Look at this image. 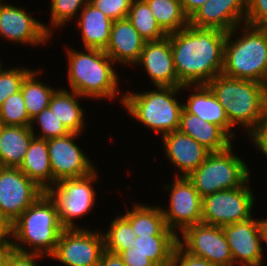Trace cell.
I'll return each instance as SVG.
<instances>
[{
  "instance_id": "obj_27",
  "label": "cell",
  "mask_w": 267,
  "mask_h": 266,
  "mask_svg": "<svg viewBox=\"0 0 267 266\" xmlns=\"http://www.w3.org/2000/svg\"><path fill=\"white\" fill-rule=\"evenodd\" d=\"M29 179L46 191L53 185L47 140L34 137L18 167Z\"/></svg>"
},
{
  "instance_id": "obj_28",
  "label": "cell",
  "mask_w": 267,
  "mask_h": 266,
  "mask_svg": "<svg viewBox=\"0 0 267 266\" xmlns=\"http://www.w3.org/2000/svg\"><path fill=\"white\" fill-rule=\"evenodd\" d=\"M44 73L43 69L33 70L25 77L21 92L25 103V107L29 117L32 119L45 108L49 107L50 99L56 87L46 85L41 78H38Z\"/></svg>"
},
{
  "instance_id": "obj_15",
  "label": "cell",
  "mask_w": 267,
  "mask_h": 266,
  "mask_svg": "<svg viewBox=\"0 0 267 266\" xmlns=\"http://www.w3.org/2000/svg\"><path fill=\"white\" fill-rule=\"evenodd\" d=\"M20 7L0 0V39L33 48L49 44L53 36L44 29L43 22Z\"/></svg>"
},
{
  "instance_id": "obj_47",
  "label": "cell",
  "mask_w": 267,
  "mask_h": 266,
  "mask_svg": "<svg viewBox=\"0 0 267 266\" xmlns=\"http://www.w3.org/2000/svg\"><path fill=\"white\" fill-rule=\"evenodd\" d=\"M3 126H4V124L0 121V133L2 131Z\"/></svg>"
},
{
  "instance_id": "obj_6",
  "label": "cell",
  "mask_w": 267,
  "mask_h": 266,
  "mask_svg": "<svg viewBox=\"0 0 267 266\" xmlns=\"http://www.w3.org/2000/svg\"><path fill=\"white\" fill-rule=\"evenodd\" d=\"M156 89L123 92L122 108L130 117L160 137L179 130L180 114L183 109L181 87L156 86ZM131 91V92H130ZM178 95V96H177Z\"/></svg>"
},
{
  "instance_id": "obj_35",
  "label": "cell",
  "mask_w": 267,
  "mask_h": 266,
  "mask_svg": "<svg viewBox=\"0 0 267 266\" xmlns=\"http://www.w3.org/2000/svg\"><path fill=\"white\" fill-rule=\"evenodd\" d=\"M31 120L21 91L7 97L0 106V121L4 125L30 126Z\"/></svg>"
},
{
  "instance_id": "obj_37",
  "label": "cell",
  "mask_w": 267,
  "mask_h": 266,
  "mask_svg": "<svg viewBox=\"0 0 267 266\" xmlns=\"http://www.w3.org/2000/svg\"><path fill=\"white\" fill-rule=\"evenodd\" d=\"M133 0H89V2L111 20L127 18Z\"/></svg>"
},
{
  "instance_id": "obj_21",
  "label": "cell",
  "mask_w": 267,
  "mask_h": 266,
  "mask_svg": "<svg viewBox=\"0 0 267 266\" xmlns=\"http://www.w3.org/2000/svg\"><path fill=\"white\" fill-rule=\"evenodd\" d=\"M181 90L191 92L187 95L186 103L183 102V108L188 113L221 127L235 140L237 131L232 129L234 127L230 124L223 106L207 85H183Z\"/></svg>"
},
{
  "instance_id": "obj_33",
  "label": "cell",
  "mask_w": 267,
  "mask_h": 266,
  "mask_svg": "<svg viewBox=\"0 0 267 266\" xmlns=\"http://www.w3.org/2000/svg\"><path fill=\"white\" fill-rule=\"evenodd\" d=\"M89 2V0H50V22L44 24V29L52 36L54 30L66 28V25L71 23L72 19H77L80 11ZM76 17V18H75Z\"/></svg>"
},
{
  "instance_id": "obj_22",
  "label": "cell",
  "mask_w": 267,
  "mask_h": 266,
  "mask_svg": "<svg viewBox=\"0 0 267 266\" xmlns=\"http://www.w3.org/2000/svg\"><path fill=\"white\" fill-rule=\"evenodd\" d=\"M179 131L192 137L209 152L224 151L234 144V140L221 127L188 113L184 108L180 114Z\"/></svg>"
},
{
  "instance_id": "obj_10",
  "label": "cell",
  "mask_w": 267,
  "mask_h": 266,
  "mask_svg": "<svg viewBox=\"0 0 267 266\" xmlns=\"http://www.w3.org/2000/svg\"><path fill=\"white\" fill-rule=\"evenodd\" d=\"M163 185L168 192V207H161L166 226L177 236L186 228L202 223V202L194 185L187 177H173ZM165 208V209H164Z\"/></svg>"
},
{
  "instance_id": "obj_42",
  "label": "cell",
  "mask_w": 267,
  "mask_h": 266,
  "mask_svg": "<svg viewBox=\"0 0 267 266\" xmlns=\"http://www.w3.org/2000/svg\"><path fill=\"white\" fill-rule=\"evenodd\" d=\"M248 139L267 159V114L260 127Z\"/></svg>"
},
{
  "instance_id": "obj_1",
  "label": "cell",
  "mask_w": 267,
  "mask_h": 266,
  "mask_svg": "<svg viewBox=\"0 0 267 266\" xmlns=\"http://www.w3.org/2000/svg\"><path fill=\"white\" fill-rule=\"evenodd\" d=\"M227 34L225 31L191 25L167 34L179 87L206 85L222 73Z\"/></svg>"
},
{
  "instance_id": "obj_14",
  "label": "cell",
  "mask_w": 267,
  "mask_h": 266,
  "mask_svg": "<svg viewBox=\"0 0 267 266\" xmlns=\"http://www.w3.org/2000/svg\"><path fill=\"white\" fill-rule=\"evenodd\" d=\"M178 244L191 255L204 258L216 266H234L222 227L195 224L179 234Z\"/></svg>"
},
{
  "instance_id": "obj_17",
  "label": "cell",
  "mask_w": 267,
  "mask_h": 266,
  "mask_svg": "<svg viewBox=\"0 0 267 266\" xmlns=\"http://www.w3.org/2000/svg\"><path fill=\"white\" fill-rule=\"evenodd\" d=\"M136 66L145 70L154 87H179L168 36L158 41H146Z\"/></svg>"
},
{
  "instance_id": "obj_18",
  "label": "cell",
  "mask_w": 267,
  "mask_h": 266,
  "mask_svg": "<svg viewBox=\"0 0 267 266\" xmlns=\"http://www.w3.org/2000/svg\"><path fill=\"white\" fill-rule=\"evenodd\" d=\"M246 0H207L190 18L197 28L230 32L245 24Z\"/></svg>"
},
{
  "instance_id": "obj_26",
  "label": "cell",
  "mask_w": 267,
  "mask_h": 266,
  "mask_svg": "<svg viewBox=\"0 0 267 266\" xmlns=\"http://www.w3.org/2000/svg\"><path fill=\"white\" fill-rule=\"evenodd\" d=\"M34 137L30 126L4 125L0 133V167L18 168Z\"/></svg>"
},
{
  "instance_id": "obj_13",
  "label": "cell",
  "mask_w": 267,
  "mask_h": 266,
  "mask_svg": "<svg viewBox=\"0 0 267 266\" xmlns=\"http://www.w3.org/2000/svg\"><path fill=\"white\" fill-rule=\"evenodd\" d=\"M43 193L19 168L0 167V220L9 227Z\"/></svg>"
},
{
  "instance_id": "obj_5",
  "label": "cell",
  "mask_w": 267,
  "mask_h": 266,
  "mask_svg": "<svg viewBox=\"0 0 267 266\" xmlns=\"http://www.w3.org/2000/svg\"><path fill=\"white\" fill-rule=\"evenodd\" d=\"M222 74L267 85V28L242 24L228 32Z\"/></svg>"
},
{
  "instance_id": "obj_38",
  "label": "cell",
  "mask_w": 267,
  "mask_h": 266,
  "mask_svg": "<svg viewBox=\"0 0 267 266\" xmlns=\"http://www.w3.org/2000/svg\"><path fill=\"white\" fill-rule=\"evenodd\" d=\"M245 24L267 28V0H246Z\"/></svg>"
},
{
  "instance_id": "obj_46",
  "label": "cell",
  "mask_w": 267,
  "mask_h": 266,
  "mask_svg": "<svg viewBox=\"0 0 267 266\" xmlns=\"http://www.w3.org/2000/svg\"><path fill=\"white\" fill-rule=\"evenodd\" d=\"M8 239V227L0 220V246Z\"/></svg>"
},
{
  "instance_id": "obj_11",
  "label": "cell",
  "mask_w": 267,
  "mask_h": 266,
  "mask_svg": "<svg viewBox=\"0 0 267 266\" xmlns=\"http://www.w3.org/2000/svg\"><path fill=\"white\" fill-rule=\"evenodd\" d=\"M98 230V231H97ZM64 229L49 259L64 266H98L104 251L102 229Z\"/></svg>"
},
{
  "instance_id": "obj_39",
  "label": "cell",
  "mask_w": 267,
  "mask_h": 266,
  "mask_svg": "<svg viewBox=\"0 0 267 266\" xmlns=\"http://www.w3.org/2000/svg\"><path fill=\"white\" fill-rule=\"evenodd\" d=\"M171 266H216L204 258L191 255L179 244L176 245Z\"/></svg>"
},
{
  "instance_id": "obj_20",
  "label": "cell",
  "mask_w": 267,
  "mask_h": 266,
  "mask_svg": "<svg viewBox=\"0 0 267 266\" xmlns=\"http://www.w3.org/2000/svg\"><path fill=\"white\" fill-rule=\"evenodd\" d=\"M146 40L127 18L113 21L109 43L104 50L116 65L134 67Z\"/></svg>"
},
{
  "instance_id": "obj_45",
  "label": "cell",
  "mask_w": 267,
  "mask_h": 266,
  "mask_svg": "<svg viewBox=\"0 0 267 266\" xmlns=\"http://www.w3.org/2000/svg\"><path fill=\"white\" fill-rule=\"evenodd\" d=\"M12 250L9 239L0 246V266H7L8 254Z\"/></svg>"
},
{
  "instance_id": "obj_40",
  "label": "cell",
  "mask_w": 267,
  "mask_h": 266,
  "mask_svg": "<svg viewBox=\"0 0 267 266\" xmlns=\"http://www.w3.org/2000/svg\"><path fill=\"white\" fill-rule=\"evenodd\" d=\"M46 256L36 253H24L12 249L8 254L7 266H39L38 261ZM41 266V265H40Z\"/></svg>"
},
{
  "instance_id": "obj_31",
  "label": "cell",
  "mask_w": 267,
  "mask_h": 266,
  "mask_svg": "<svg viewBox=\"0 0 267 266\" xmlns=\"http://www.w3.org/2000/svg\"><path fill=\"white\" fill-rule=\"evenodd\" d=\"M127 19L146 41H158L167 36L144 0L132 1Z\"/></svg>"
},
{
  "instance_id": "obj_7",
  "label": "cell",
  "mask_w": 267,
  "mask_h": 266,
  "mask_svg": "<svg viewBox=\"0 0 267 266\" xmlns=\"http://www.w3.org/2000/svg\"><path fill=\"white\" fill-rule=\"evenodd\" d=\"M235 145L224 151L210 152L205 161L187 178L204 198L215 192L242 186L251 177L246 161L234 152Z\"/></svg>"
},
{
  "instance_id": "obj_9",
  "label": "cell",
  "mask_w": 267,
  "mask_h": 266,
  "mask_svg": "<svg viewBox=\"0 0 267 266\" xmlns=\"http://www.w3.org/2000/svg\"><path fill=\"white\" fill-rule=\"evenodd\" d=\"M249 178L242 186L205 196L202 202V223L223 227L253 217L255 192Z\"/></svg>"
},
{
  "instance_id": "obj_43",
  "label": "cell",
  "mask_w": 267,
  "mask_h": 266,
  "mask_svg": "<svg viewBox=\"0 0 267 266\" xmlns=\"http://www.w3.org/2000/svg\"><path fill=\"white\" fill-rule=\"evenodd\" d=\"M98 266H126L118 254L103 251Z\"/></svg>"
},
{
  "instance_id": "obj_12",
  "label": "cell",
  "mask_w": 267,
  "mask_h": 266,
  "mask_svg": "<svg viewBox=\"0 0 267 266\" xmlns=\"http://www.w3.org/2000/svg\"><path fill=\"white\" fill-rule=\"evenodd\" d=\"M226 235L234 266H263L267 245V218L250 219L222 227Z\"/></svg>"
},
{
  "instance_id": "obj_2",
  "label": "cell",
  "mask_w": 267,
  "mask_h": 266,
  "mask_svg": "<svg viewBox=\"0 0 267 266\" xmlns=\"http://www.w3.org/2000/svg\"><path fill=\"white\" fill-rule=\"evenodd\" d=\"M65 49L68 61L69 89L67 90L75 91L87 98L86 100L89 98L94 101L119 99L120 104H123L124 94H121L119 89L121 78L115 69L117 65L104 50L82 48V51L68 46Z\"/></svg>"
},
{
  "instance_id": "obj_25",
  "label": "cell",
  "mask_w": 267,
  "mask_h": 266,
  "mask_svg": "<svg viewBox=\"0 0 267 266\" xmlns=\"http://www.w3.org/2000/svg\"><path fill=\"white\" fill-rule=\"evenodd\" d=\"M133 204L122 216L131 224L137 237L176 235L166 226L160 203L155 206L138 202Z\"/></svg>"
},
{
  "instance_id": "obj_48",
  "label": "cell",
  "mask_w": 267,
  "mask_h": 266,
  "mask_svg": "<svg viewBox=\"0 0 267 266\" xmlns=\"http://www.w3.org/2000/svg\"><path fill=\"white\" fill-rule=\"evenodd\" d=\"M2 62H3L2 59H0V69L3 67Z\"/></svg>"
},
{
  "instance_id": "obj_4",
  "label": "cell",
  "mask_w": 267,
  "mask_h": 266,
  "mask_svg": "<svg viewBox=\"0 0 267 266\" xmlns=\"http://www.w3.org/2000/svg\"><path fill=\"white\" fill-rule=\"evenodd\" d=\"M64 229L54 202L43 193L8 227V239L14 250L49 258Z\"/></svg>"
},
{
  "instance_id": "obj_36",
  "label": "cell",
  "mask_w": 267,
  "mask_h": 266,
  "mask_svg": "<svg viewBox=\"0 0 267 266\" xmlns=\"http://www.w3.org/2000/svg\"><path fill=\"white\" fill-rule=\"evenodd\" d=\"M19 66L0 69V106L7 97L21 91L25 77L33 70L29 67Z\"/></svg>"
},
{
  "instance_id": "obj_23",
  "label": "cell",
  "mask_w": 267,
  "mask_h": 266,
  "mask_svg": "<svg viewBox=\"0 0 267 266\" xmlns=\"http://www.w3.org/2000/svg\"><path fill=\"white\" fill-rule=\"evenodd\" d=\"M81 32L83 48L105 50L109 40L113 20L88 2L75 20Z\"/></svg>"
},
{
  "instance_id": "obj_16",
  "label": "cell",
  "mask_w": 267,
  "mask_h": 266,
  "mask_svg": "<svg viewBox=\"0 0 267 266\" xmlns=\"http://www.w3.org/2000/svg\"><path fill=\"white\" fill-rule=\"evenodd\" d=\"M81 135L71 132L47 140L53 185L59 180L86 176L97 168L79 143L76 144Z\"/></svg>"
},
{
  "instance_id": "obj_34",
  "label": "cell",
  "mask_w": 267,
  "mask_h": 266,
  "mask_svg": "<svg viewBox=\"0 0 267 266\" xmlns=\"http://www.w3.org/2000/svg\"><path fill=\"white\" fill-rule=\"evenodd\" d=\"M37 127L40 130L38 132ZM30 129L35 137L45 140L62 137L71 133L66 126L58 120L49 107L32 118Z\"/></svg>"
},
{
  "instance_id": "obj_29",
  "label": "cell",
  "mask_w": 267,
  "mask_h": 266,
  "mask_svg": "<svg viewBox=\"0 0 267 266\" xmlns=\"http://www.w3.org/2000/svg\"><path fill=\"white\" fill-rule=\"evenodd\" d=\"M134 243L137 251L148 257L156 266H171L173 252L178 244V236H139Z\"/></svg>"
},
{
  "instance_id": "obj_30",
  "label": "cell",
  "mask_w": 267,
  "mask_h": 266,
  "mask_svg": "<svg viewBox=\"0 0 267 266\" xmlns=\"http://www.w3.org/2000/svg\"><path fill=\"white\" fill-rule=\"evenodd\" d=\"M156 22L166 34L177 32L189 25V18L179 0H144Z\"/></svg>"
},
{
  "instance_id": "obj_3",
  "label": "cell",
  "mask_w": 267,
  "mask_h": 266,
  "mask_svg": "<svg viewBox=\"0 0 267 266\" xmlns=\"http://www.w3.org/2000/svg\"><path fill=\"white\" fill-rule=\"evenodd\" d=\"M223 106L230 124L249 138L267 114V85L219 74L206 84Z\"/></svg>"
},
{
  "instance_id": "obj_41",
  "label": "cell",
  "mask_w": 267,
  "mask_h": 266,
  "mask_svg": "<svg viewBox=\"0 0 267 266\" xmlns=\"http://www.w3.org/2000/svg\"><path fill=\"white\" fill-rule=\"evenodd\" d=\"M118 255L126 266H156L148 257L138 252L136 247L121 251Z\"/></svg>"
},
{
  "instance_id": "obj_19",
  "label": "cell",
  "mask_w": 267,
  "mask_h": 266,
  "mask_svg": "<svg viewBox=\"0 0 267 266\" xmlns=\"http://www.w3.org/2000/svg\"><path fill=\"white\" fill-rule=\"evenodd\" d=\"M160 138L165 158H168L169 164L178 170L174 177H188L210 153L192 137L179 130L164 134Z\"/></svg>"
},
{
  "instance_id": "obj_32",
  "label": "cell",
  "mask_w": 267,
  "mask_h": 266,
  "mask_svg": "<svg viewBox=\"0 0 267 266\" xmlns=\"http://www.w3.org/2000/svg\"><path fill=\"white\" fill-rule=\"evenodd\" d=\"M108 226V230H102L104 250L119 254L134 247L137 236L131 224L122 215L115 216Z\"/></svg>"
},
{
  "instance_id": "obj_24",
  "label": "cell",
  "mask_w": 267,
  "mask_h": 266,
  "mask_svg": "<svg viewBox=\"0 0 267 266\" xmlns=\"http://www.w3.org/2000/svg\"><path fill=\"white\" fill-rule=\"evenodd\" d=\"M66 88H58L52 95L49 108L70 132L82 134L86 122V111L81 107L80 99H86L75 91Z\"/></svg>"
},
{
  "instance_id": "obj_8",
  "label": "cell",
  "mask_w": 267,
  "mask_h": 266,
  "mask_svg": "<svg viewBox=\"0 0 267 266\" xmlns=\"http://www.w3.org/2000/svg\"><path fill=\"white\" fill-rule=\"evenodd\" d=\"M98 174L96 168L83 177L59 180L45 191L54 202L60 223L65 229L85 228L75 221L95 208L98 196L94 185L100 180Z\"/></svg>"
},
{
  "instance_id": "obj_44",
  "label": "cell",
  "mask_w": 267,
  "mask_h": 266,
  "mask_svg": "<svg viewBox=\"0 0 267 266\" xmlns=\"http://www.w3.org/2000/svg\"><path fill=\"white\" fill-rule=\"evenodd\" d=\"M207 0H179L184 13L190 18Z\"/></svg>"
}]
</instances>
